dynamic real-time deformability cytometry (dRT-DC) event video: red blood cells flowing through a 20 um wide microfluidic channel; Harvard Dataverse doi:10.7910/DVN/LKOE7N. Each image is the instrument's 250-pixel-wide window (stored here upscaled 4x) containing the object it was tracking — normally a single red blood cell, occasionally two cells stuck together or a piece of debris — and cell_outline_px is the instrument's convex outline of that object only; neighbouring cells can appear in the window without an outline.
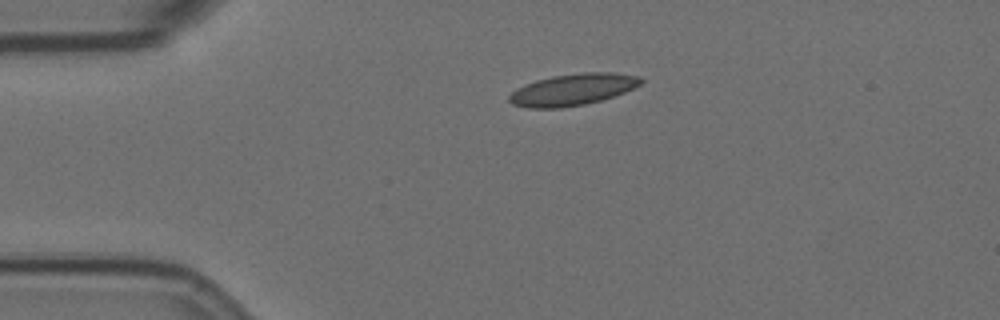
{"species": "Egyptian fruit bat (a non-hibernating species)", "species_latin": "Rousettus aegyptiacus", "temperature_condition": "room temperature", "stored_images_in_passage": 33, "camera_frame_rate_fps": 3000, "um_per_image_px": 0.085, "animal": {"sex": "female"}, "frame": {"image": 1, "passage_image": 1, "time_ms": 0.0, "image_size_px": [1000, 320], "cell_outline_px": [[644, 80], [640, 84], [624, 92], [600, 100], [584, 104], [560, 108], [528, 108], [512, 104], [508, 100], [508, 96], [516, 88], [524, 84], [536, 80], [552, 76], [584, 72], [612, 72], [640, 76]], "centroid_in_image_um": [48.65, 7.61], "position_along_channel_um": 36.4, "area_um2": 24.22}}
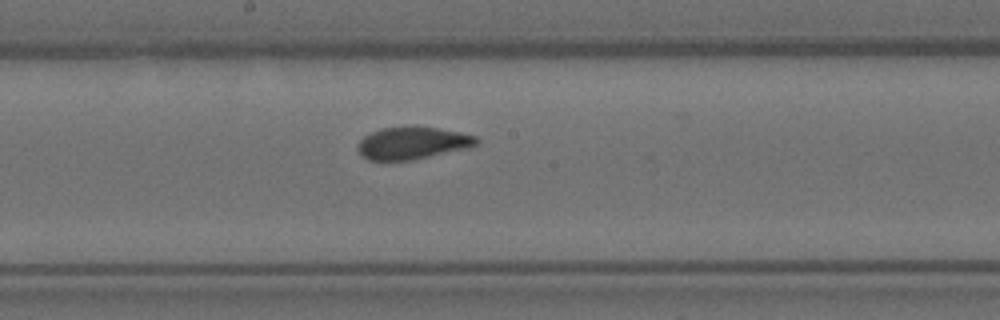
{"frame": {"image": 2, "passage_image": 19, "time_ms": 6.0, "image_size_px": [1000, 320], "cell_outline_px": [[480, 144], [464, 148], [412, 160], [368, 160], [360, 156], [356, 148], [356, 144], [364, 136], [380, 128], [436, 128], [476, 136], [480, 140]], "centroid_in_image_um": [34.99, 12.18], "position_along_channel_um": 213.2, "area_um2": 21.85}}
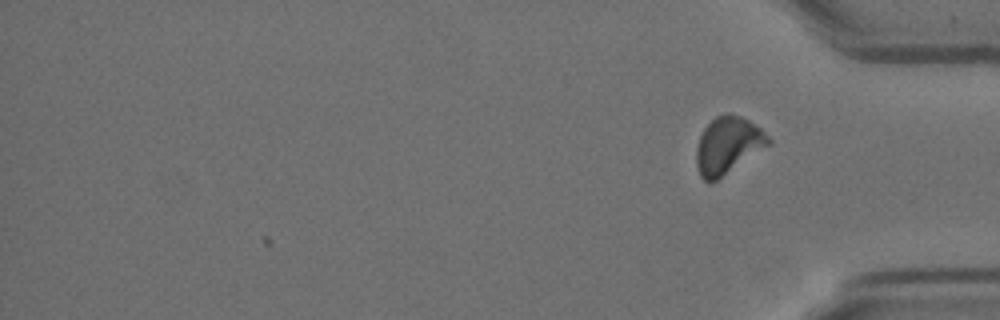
{"frame": {"image": 3, "passage_image": 33, "time_ms": 10.667, "image_size_px": [1000, 320], "cell_outline_px": [[772, 144], [716, 180], [708, 184], [700, 176], [696, 164], [696, 148], [700, 136], [704, 128], [716, 116], [728, 112], [740, 116], [748, 120], [760, 128], [772, 140]], "centroid_in_image_um": [61.87, 12.36], "position_along_channel_um": 373.3, "area_um2": 23.93}, "authors_computed_cell_mechanics": {"area_um2": 23.1778, "velocity_mm_per_s": 3.512, "shape_relaxation_time_tau1_ms": 7.4243, "shape_relaxation_time_tau2_ms": 0.7495, "deformation_change_tau1": 0.1667, "deformation_change_tau2": 0.0607}}